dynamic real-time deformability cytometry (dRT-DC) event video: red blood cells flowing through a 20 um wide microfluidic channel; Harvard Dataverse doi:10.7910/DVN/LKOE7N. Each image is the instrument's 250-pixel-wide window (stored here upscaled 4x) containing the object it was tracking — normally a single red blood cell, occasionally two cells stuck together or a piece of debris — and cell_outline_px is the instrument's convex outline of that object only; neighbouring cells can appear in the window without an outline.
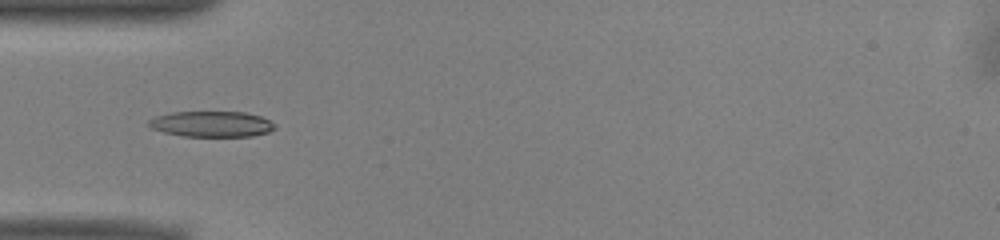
{"species": "common noctule bat (a hibernating species)", "species_latin": "Nyctalus noctula", "temperature_condition": "warm", "stored_images_in_passage": 43, "camera_frame_rate_fps": 3000, "um_per_image_px": 0.085, "animal": {"sex": "male", "body_mass_g": 13.0, "forearm_length_mm": 53.1}, "frame": {"image": 1, "passage_image": 8, "time_ms": 2.333, "image_size_px": [1000, 240], "cell_outline_px": [[276, 128], [268, 132], [252, 136], [184, 136], [164, 132], [152, 128], [148, 124], [148, 120], [156, 116], [172, 112], [244, 112], [260, 116], [276, 124]], "centroid_in_image_um": [18.0, 10.54], "position_along_channel_um": 67.0, "area_um2": 18.79}}
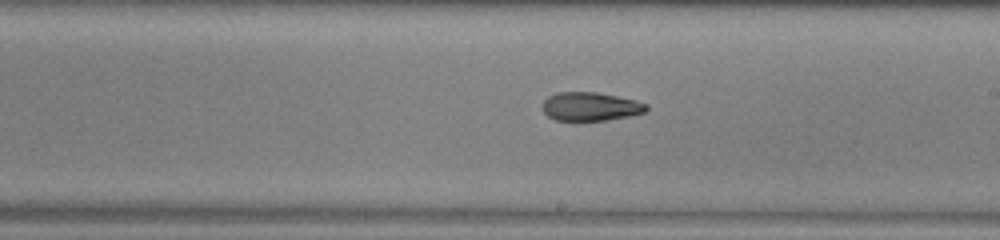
{"frame": {"image": 2, "passage_image": 21, "time_ms": 6.667, "image_size_px": [1000, 240], "cell_outline_px": [[648, 108], [644, 112], [628, 116], [604, 120], [556, 120], [548, 116], [544, 112], [544, 100], [548, 96], [556, 92], [596, 92], [636, 100], [648, 104]], "centroid_in_image_um": [50.19, 9.04], "position_along_channel_um": 238.8, "area_um2": 17.11}}
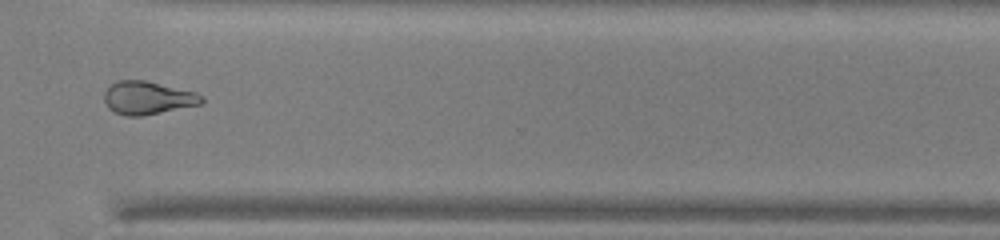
{"frame": {"image": 3, "passage_image": 30, "time_ms": 9.667, "image_size_px": [1000, 240], "cell_outline_px": [[204, 100], [200, 104], [144, 116], [128, 116], [116, 112], [108, 108], [104, 100], [104, 92], [112, 84], [120, 80], [144, 80], [196, 92], [204, 96]], "centroid_in_image_um": [12.56, 8.32], "position_along_channel_um": 358.0, "area_um2": 18.67}, "authors_computed_cell_mechanics": {"area_um2": 18.785, "velocity_mm_per_s": 3.9681, "shape_relaxation_time_tau1_ms": 8.2006, "shape_relaxation_time_tau2_ms": 3.7618, "deformation_change_tau1": 0.201, "deformation_change_tau2": 0.1164}}